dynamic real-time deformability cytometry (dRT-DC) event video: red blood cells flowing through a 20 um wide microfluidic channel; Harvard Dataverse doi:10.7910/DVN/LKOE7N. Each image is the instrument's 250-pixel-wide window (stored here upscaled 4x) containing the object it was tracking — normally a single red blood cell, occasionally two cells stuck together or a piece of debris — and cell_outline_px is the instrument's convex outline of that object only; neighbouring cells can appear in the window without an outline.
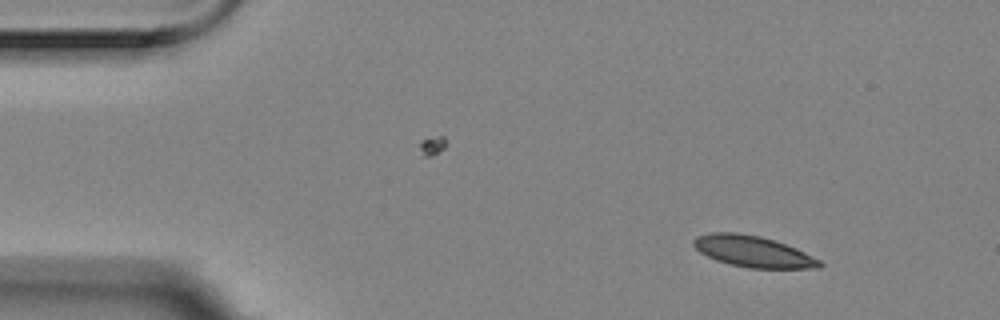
{"species": "Egyptian fruit bat (a non-hibernating species)", "species_latin": "Rousettus aegyptiacus", "temperature_condition": "room temperature", "stored_images_in_passage": 4, "camera_frame_rate_fps": 3000, "um_per_image_px": 0.085, "animal": {"sex": "female"}, "frame": {"image": 1, "passage_image": 1, "time_ms": 0.0, "image_size_px": [1000, 320], "cell_outline_px": [[824, 264], [820, 268], [748, 268], [728, 264], [716, 260], [700, 252], [692, 244], [692, 240], [696, 236], [712, 232], [736, 232], [760, 236], [796, 248], [820, 260]], "centroid_in_image_um": [63.98, 21.38], "position_along_channel_um": 21.0, "area_um2": 22.89}}
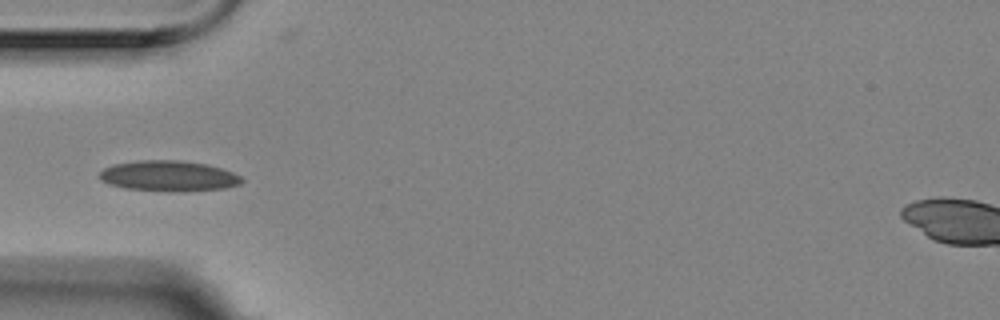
{"frame": {"image": 2, "passage_image": 4, "time_ms": 1.0, "image_size_px": [1000, 320], "cell_outline_px": [[244, 180], [240, 184], [224, 188], [184, 192], [168, 192], [124, 188], [108, 184], [100, 180], [96, 176], [104, 168], [112, 164], [140, 160], [180, 160], [208, 164], [232, 172], [240, 176]], "centroid_in_image_um": [14.29, 14.96], "position_along_channel_um": 70.7, "area_um2": 25.78}}